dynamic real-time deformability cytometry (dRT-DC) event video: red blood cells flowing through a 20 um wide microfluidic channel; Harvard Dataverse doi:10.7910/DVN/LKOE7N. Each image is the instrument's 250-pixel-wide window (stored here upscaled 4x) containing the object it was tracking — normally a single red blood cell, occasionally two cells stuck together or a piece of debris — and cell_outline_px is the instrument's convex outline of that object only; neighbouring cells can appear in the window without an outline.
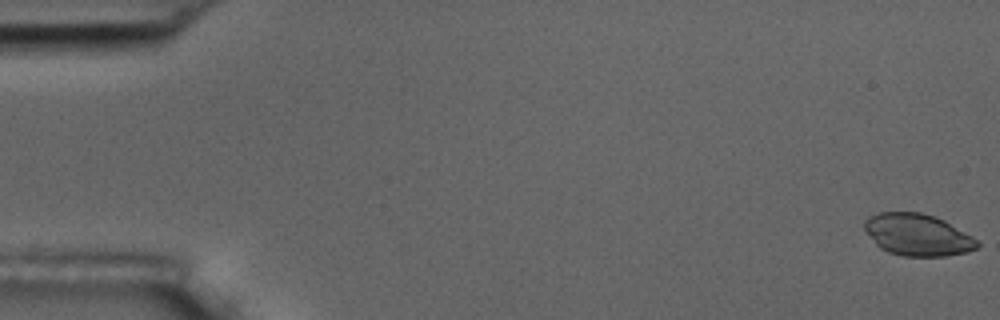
{"species": "common noctule bat (a hibernating species)", "species_latin": "Nyctalus noctula", "temperature_condition": "room temperature", "stored_images_in_passage": 5, "segment_of_instrument_passage": [2, 2], "camera_frame_rate_fps": 3000, "um_per_image_px": 0.085, "animal": {"sex": "male", "body_mass_g": 17.5, "forearm_length_mm": 52.3}, "frame": {"image": 1, "passage_image": 5, "time_ms": 5.333, "image_size_px": [1000, 320], "cell_outline_px": [[980, 244], [976, 248], [968, 252], [944, 256], [904, 256], [888, 252], [880, 248], [876, 244], [864, 228], [864, 220], [868, 216], [880, 212], [920, 212], [944, 220], [972, 236]], "centroid_in_image_um": [77.98, 19.96], "position_along_channel_um": 7.0, "area_um2": 27.4}}